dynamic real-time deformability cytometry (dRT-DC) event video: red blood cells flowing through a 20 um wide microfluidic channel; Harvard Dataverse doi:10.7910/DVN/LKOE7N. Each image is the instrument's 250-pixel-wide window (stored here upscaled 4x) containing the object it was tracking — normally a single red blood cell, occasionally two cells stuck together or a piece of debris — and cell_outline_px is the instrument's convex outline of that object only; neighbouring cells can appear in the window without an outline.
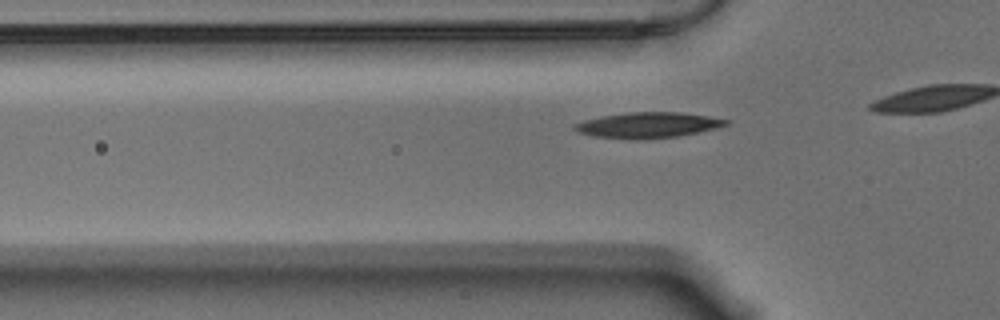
{"species": "Egyptian fruit bat (a non-hibernating species)", "species_latin": "Rousettus aegyptiacus", "temperature_condition": "warm", "stored_images_in_passage": 10, "camera_frame_rate_fps": 3000, "um_per_image_px": 0.085, "animal": {"sex": "male"}, "frame": {"image": 1, "passage_image": 5, "time_ms": 1.333, "image_size_px": [1000, 320], "cell_outline_px": [[732, 120], [728, 124], [716, 128], [676, 136], [640, 140], [632, 140], [592, 136], [580, 132], [572, 128], [572, 124], [584, 120], [600, 116], [628, 112], [680, 112], [708, 116]], "centroid_in_image_um": [55.04, 10.63], "position_along_channel_um": 70.8, "area_um2": 22.72}}
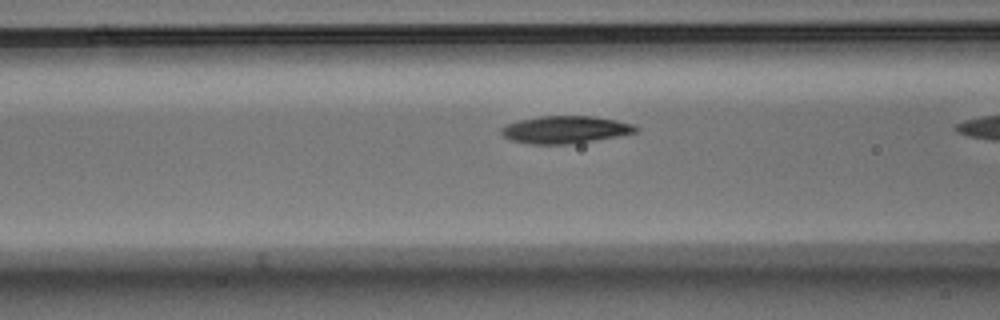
{"frame": {"image": 2, "passage_image": 9, "time_ms": 2.667, "image_size_px": [1000, 320], "cell_outline_px": [[640, 128], [636, 132], [616, 136], [568, 144], [532, 144], [512, 140], [504, 136], [500, 132], [500, 128], [504, 124], [520, 120], [540, 116], [592, 116], [616, 120], [636, 124]], "centroid_in_image_um": [48.04, 11.01], "position_along_channel_um": 118.6, "area_um2": 21.39}}